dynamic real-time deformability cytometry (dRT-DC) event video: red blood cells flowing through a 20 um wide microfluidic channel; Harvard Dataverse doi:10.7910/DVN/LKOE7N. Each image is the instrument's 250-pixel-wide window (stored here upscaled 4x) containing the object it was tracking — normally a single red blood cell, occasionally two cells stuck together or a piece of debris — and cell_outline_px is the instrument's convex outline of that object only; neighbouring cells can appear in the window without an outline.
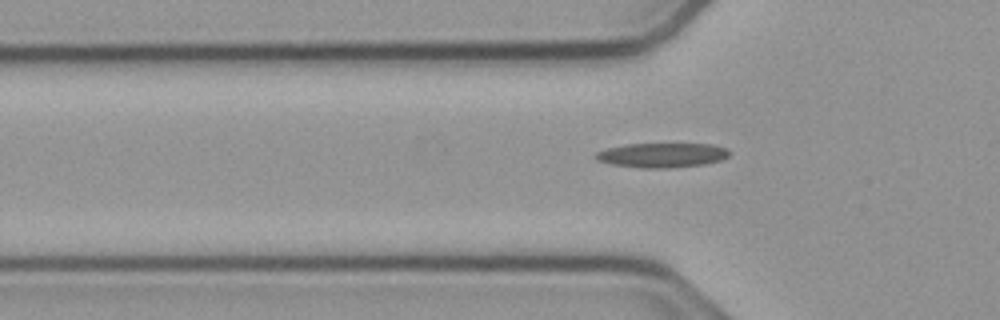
{"species": "common noctule bat (a hibernating species)", "species_latin": "Nyctalus noctula", "temperature_condition": "cold", "stored_images_in_passage": 47, "camera_frame_rate_fps": 3000, "um_per_image_px": 0.085, "animal": {"sex": "male", "body_mass_g": 23.1, "forearm_length_mm": 52.7}, "frame": {"image": 1, "passage_image": 17, "time_ms": 5.333, "image_size_px": [1000, 320], "cell_outline_px": [[732, 152], [728, 156], [720, 160], [704, 164], [668, 168], [644, 168], [612, 164], [596, 160], [592, 156], [596, 152], [608, 148], [628, 144], [712, 144], [724, 148]], "centroid_in_image_um": [56.25, 13.19], "position_along_channel_um": 69.5, "area_um2": 19.02}}
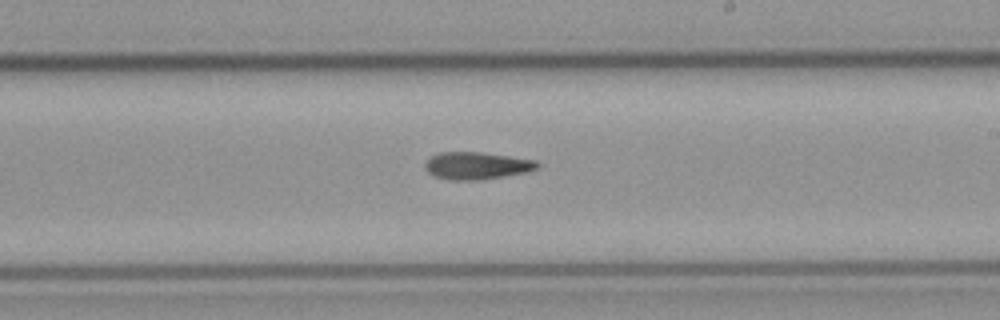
{"frame": {"image": 2, "passage_image": 31, "time_ms": 10.0, "image_size_px": [1000, 320], "cell_outline_px": [[540, 164], [536, 168], [528, 172], [480, 180], [448, 180], [432, 176], [424, 168], [424, 164], [432, 156], [440, 152], [480, 152], [536, 160]], "centroid_in_image_um": [40.49, 14.09], "position_along_channel_um": 248.5, "area_um2": 17.92}}
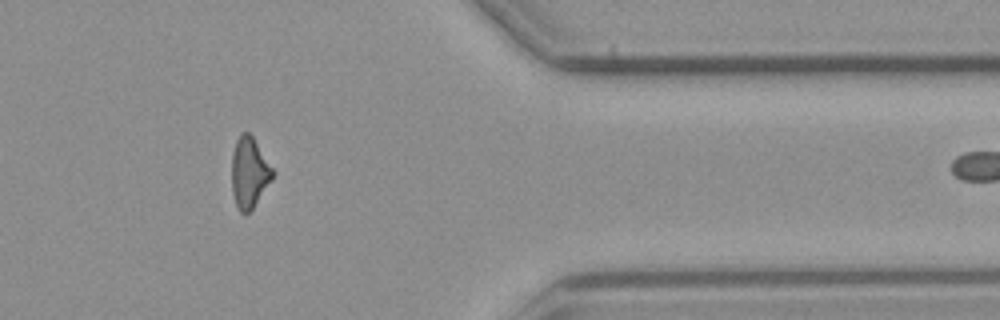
{"frame": {"image": 3, "passage_image": 44, "time_ms": 14.333, "image_size_px": [1000, 320], "cell_outline_px": [[276, 172], [272, 180], [252, 208], [248, 212], [240, 212], [236, 204], [232, 192], [232, 152], [236, 140], [240, 132], [248, 132], [252, 136]], "centroid_in_image_um": [21.19, 14.63], "position_along_channel_um": 390.2, "area_um2": 16.82}}